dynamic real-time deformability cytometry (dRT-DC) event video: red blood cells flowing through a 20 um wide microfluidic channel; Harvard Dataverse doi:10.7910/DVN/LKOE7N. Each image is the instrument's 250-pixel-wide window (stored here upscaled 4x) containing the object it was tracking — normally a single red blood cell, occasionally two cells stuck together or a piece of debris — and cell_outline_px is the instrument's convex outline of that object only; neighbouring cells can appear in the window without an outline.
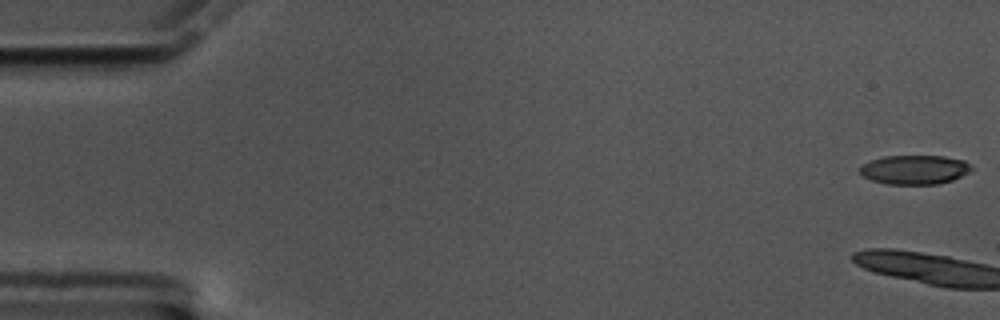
{"species": "common noctule bat (a hibernating species)", "species_latin": "Nyctalus noctula", "temperature_condition": "cold", "stored_images_in_passage": 5, "camera_frame_rate_fps": 3000, "um_per_image_px": 0.085, "animal": {"sex": "male", "body_mass_g": 17.5, "forearm_length_mm": 52.3}, "frame": {"image": 1, "passage_image": 1, "time_ms": 0.0, "image_size_px": [1000, 320], "cell_outline_px": [[972, 172], [952, 180], [936, 184], [884, 184], [872, 180], [864, 176], [860, 172], [860, 168], [864, 164], [872, 160], [884, 156], [944, 156], [964, 160], [972, 164]], "centroid_in_image_um": [77.8, 14.42], "position_along_channel_um": 7.2, "area_um2": 19.02}}